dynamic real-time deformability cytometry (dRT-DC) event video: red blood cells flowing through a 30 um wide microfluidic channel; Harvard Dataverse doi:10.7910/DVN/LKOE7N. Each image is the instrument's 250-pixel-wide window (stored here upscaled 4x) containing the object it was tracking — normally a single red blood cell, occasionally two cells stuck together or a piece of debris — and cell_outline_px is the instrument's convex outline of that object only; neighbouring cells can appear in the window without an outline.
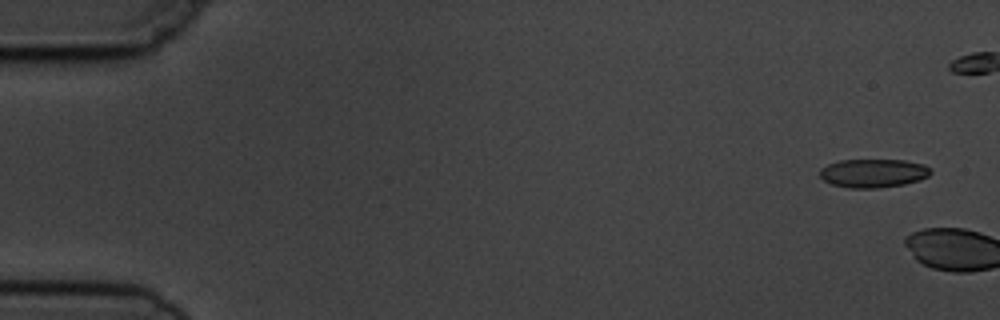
{"species": "common noctule bat (a hibernating species)", "species_latin": "Nyctalus noctula", "temperature_condition": "cold", "stored_images_in_passage": 2, "camera_frame_rate_fps": 3000, "um_per_image_px": 0.085, "animal": {"sex": "male", "body_mass_g": 19.5, "forearm_length_mm": 54.6}, "frame": {"image": 1, "passage_image": 1, "time_ms": 0.0, "image_size_px": [1000, 320], "cell_outline_px": [[932, 172], [928, 176], [920, 180], [904, 184], [880, 188], [848, 188], [832, 184], [824, 180], [820, 176], [820, 168], [828, 164], [840, 160], [904, 160], [924, 164]], "centroid_in_image_um": [74.22, 14.72], "position_along_channel_um": 10.8, "area_um2": 18.5}}